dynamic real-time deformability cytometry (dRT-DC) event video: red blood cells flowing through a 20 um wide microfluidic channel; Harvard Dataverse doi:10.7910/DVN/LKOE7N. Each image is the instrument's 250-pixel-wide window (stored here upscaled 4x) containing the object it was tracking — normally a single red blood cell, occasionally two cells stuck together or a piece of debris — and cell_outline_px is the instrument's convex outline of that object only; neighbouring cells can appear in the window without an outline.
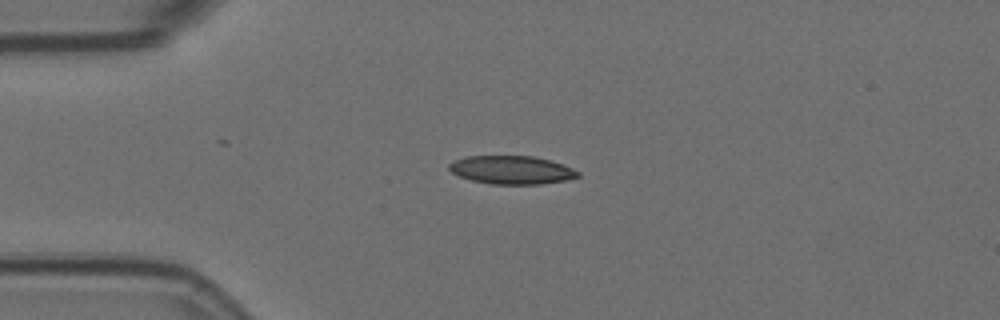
{"species": "Egyptian fruit bat (a non-hibernating species)", "species_latin": "Rousettus aegyptiacus", "temperature_condition": "room temperature", "stored_images_in_passage": 5, "camera_frame_rate_fps": 3000, "um_per_image_px": 0.085, "animal": {"sex": "female"}, "frame": {"image": 1, "passage_image": 4, "time_ms": 1.0, "image_size_px": [1000, 320], "cell_outline_px": [[580, 176], [564, 180], [540, 184], [492, 184], [472, 180], [460, 176], [452, 172], [448, 168], [448, 164], [456, 160], [468, 156], [532, 156], [548, 160], [572, 168], [580, 172]], "centroid_in_image_um": [43.48, 14.44], "position_along_channel_um": 41.5, "area_um2": 20.92}}